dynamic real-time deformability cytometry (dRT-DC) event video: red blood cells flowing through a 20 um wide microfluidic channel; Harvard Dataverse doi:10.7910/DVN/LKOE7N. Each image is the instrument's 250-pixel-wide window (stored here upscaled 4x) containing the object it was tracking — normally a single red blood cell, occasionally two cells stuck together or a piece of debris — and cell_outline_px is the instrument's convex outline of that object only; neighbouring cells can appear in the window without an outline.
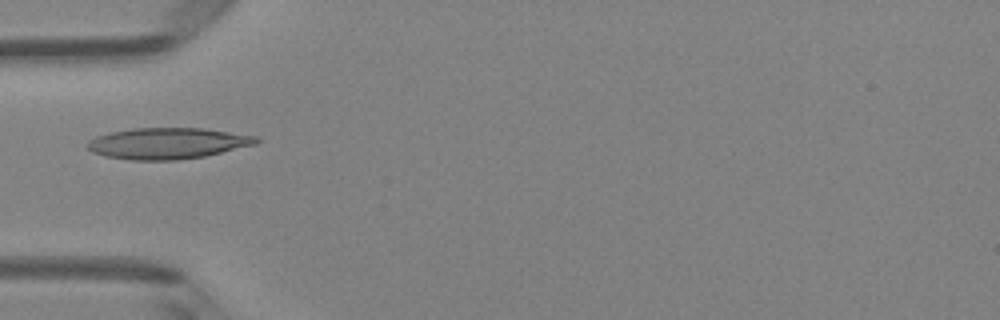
{"species": "Egyptian fruit bat (a non-hibernating species)", "species_latin": "Rousettus aegyptiacus", "temperature_condition": "room temperature", "stored_images_in_passage": 2, "camera_frame_rate_fps": 3000, "um_per_image_px": 0.085, "animal": {"sex": "female"}, "frame": {"image": 1, "passage_image": 1, "time_ms": 0.0, "image_size_px": [1000, 320], "cell_outline_px": [[260, 140], [256, 144], [204, 156], [176, 160], [132, 160], [104, 156], [92, 152], [84, 144], [88, 140], [96, 136], [112, 132], [132, 128], [204, 128], [256, 136]], "centroid_in_image_um": [14.2, 12.18], "position_along_channel_um": 70.8, "area_um2": 30.63}}
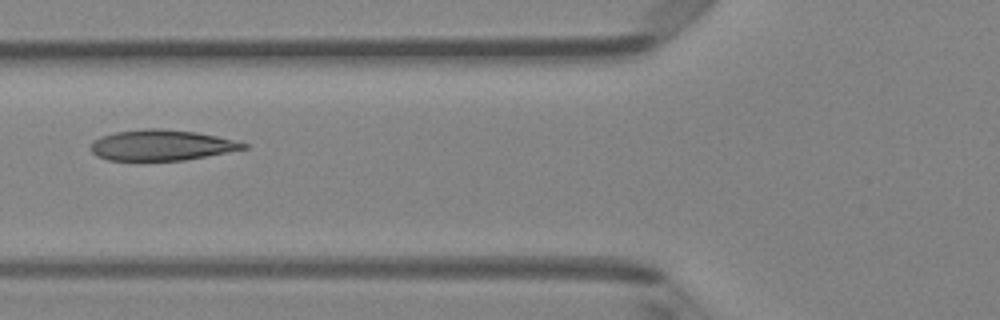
{"frame": {"image": 2, "passage_image": 2, "time_ms": 1.0, "image_size_px": [1000, 320], "cell_outline_px": [[248, 148], [184, 160], [108, 160], [96, 156], [92, 152], [92, 144], [100, 136], [116, 132], [144, 128], [160, 128], [196, 132], [216, 136], [248, 144]], "centroid_in_image_um": [13.71, 12.33], "position_along_channel_um": 112.1, "area_um2": 26.99}}